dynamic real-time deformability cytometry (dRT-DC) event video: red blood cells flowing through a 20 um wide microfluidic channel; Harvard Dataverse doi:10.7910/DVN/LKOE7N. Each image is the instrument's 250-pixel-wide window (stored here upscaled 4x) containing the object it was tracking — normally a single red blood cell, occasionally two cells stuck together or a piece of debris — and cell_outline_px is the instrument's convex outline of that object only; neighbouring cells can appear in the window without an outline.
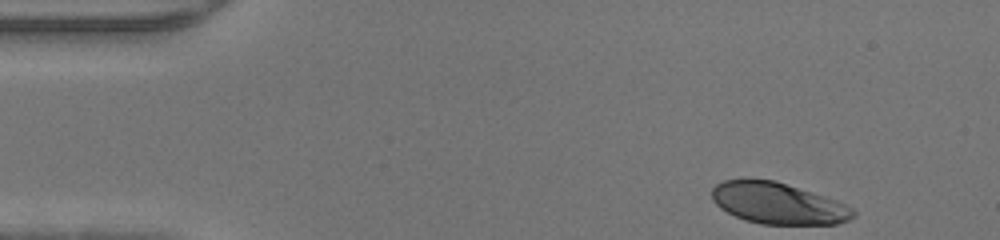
{"species": "human", "species_latin": "Homo sapiens", "temperature_condition": "warm", "stored_images_in_passage": 34, "camera_frame_rate_fps": 3000, "um_per_image_px": 0.085, "donor": {"sex": "male"}, "frame": {"image": 1, "passage_image": 1, "time_ms": 0.0, "image_size_px": [1000, 240], "cell_outline_px": [[856, 216], [848, 220], [836, 224], [760, 224], [744, 220], [720, 208], [712, 200], [712, 188], [716, 184], [724, 180], [776, 180], [836, 200], [852, 208], [856, 212]], "centroid_in_image_um": [66.14, 17.29], "position_along_channel_um": 18.9, "area_um2": 33.87}}
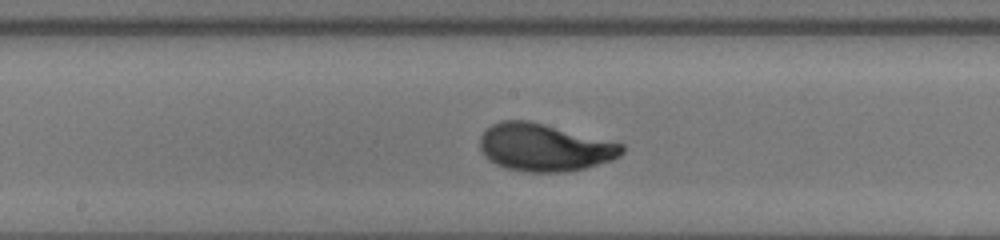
{"frame": {"image": 2, "passage_image": 20, "time_ms": 6.333, "image_size_px": [1000, 240], "cell_outline_px": [[624, 152], [620, 156], [612, 160], [584, 168], [564, 172], [524, 172], [504, 168], [488, 160], [484, 156], [480, 148], [480, 136], [492, 124], [500, 120], [528, 120], [624, 144]], "centroid_in_image_um": [46.25, 12.54], "position_along_channel_um": 201.9, "area_um2": 39.36}}
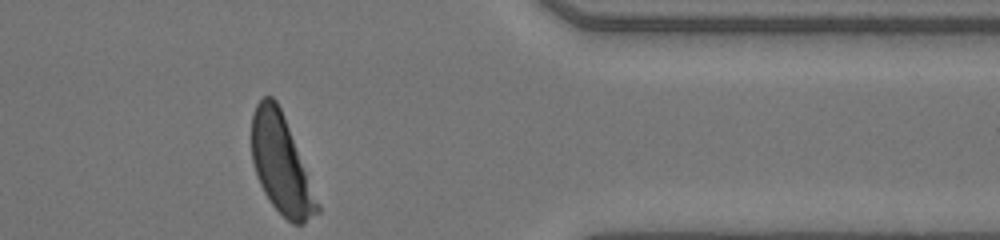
{"frame": {"image": 3, "passage_image": 34, "time_ms": 11.0, "image_size_px": [1000, 240], "cell_outline_px": [[320, 212], [304, 224], [292, 224], [272, 204], [264, 192], [260, 184], [252, 160], [252, 116], [256, 104], [264, 96], [272, 96], [276, 100], [284, 116], [320, 204]], "centroid_in_image_um": [23.91, 13.98], "position_along_channel_um": 387.5, "area_um2": 37.17}}